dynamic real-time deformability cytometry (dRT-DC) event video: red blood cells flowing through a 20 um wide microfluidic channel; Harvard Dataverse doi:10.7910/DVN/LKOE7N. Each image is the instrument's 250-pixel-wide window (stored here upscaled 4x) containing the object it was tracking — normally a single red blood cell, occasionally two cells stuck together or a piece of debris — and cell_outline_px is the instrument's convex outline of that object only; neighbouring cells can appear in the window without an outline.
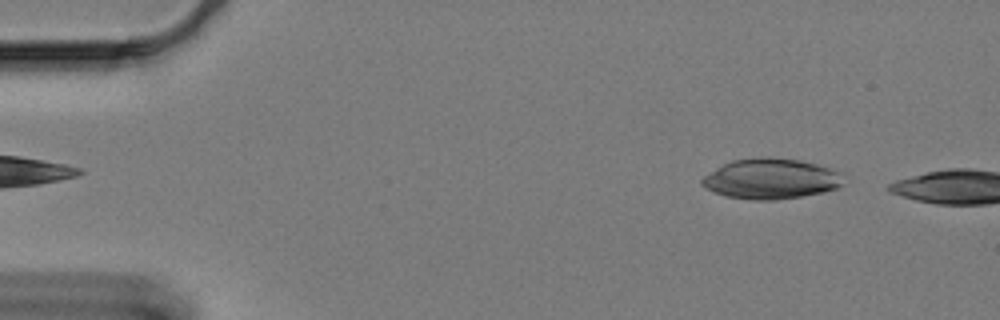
{"species": "Egyptian fruit bat (a non-hibernating species)", "species_latin": "Rousettus aegyptiacus", "temperature_condition": "cold", "stored_images_in_passage": 15, "camera_frame_rate_fps": 3000, "um_per_image_px": 0.085, "animal": {"sex": "female"}, "frame": {"image": 1, "passage_image": 6, "time_ms": 1.667, "image_size_px": [1000, 320], "cell_outline_px": [[840, 184], [836, 188], [824, 192], [776, 200], [752, 200], [724, 196], [704, 188], [700, 184], [700, 180], [704, 176], [716, 168], [732, 160], [760, 156], [772, 156], [800, 160], [816, 164], [828, 168], [836, 172]], "centroid_in_image_um": [65.41, 15.19], "position_along_channel_um": 19.6, "area_um2": 33.12}}